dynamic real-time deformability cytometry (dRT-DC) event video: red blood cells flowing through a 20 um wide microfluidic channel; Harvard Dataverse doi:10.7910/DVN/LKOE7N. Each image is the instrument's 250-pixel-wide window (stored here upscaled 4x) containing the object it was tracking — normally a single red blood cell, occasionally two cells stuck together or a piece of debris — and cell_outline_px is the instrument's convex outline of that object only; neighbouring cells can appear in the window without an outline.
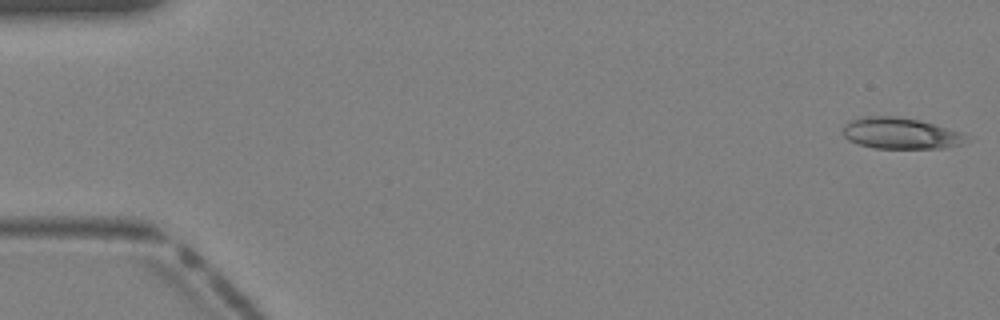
{"species": "Egyptian fruit bat (a non-hibernating species)", "species_latin": "Rousettus aegyptiacus", "temperature_condition": "warm", "stored_images_in_passage": 40, "camera_frame_rate_fps": 3000, "um_per_image_px": 0.085, "animal": {"sex": "female"}, "frame": {"image": 1, "passage_image": 1, "time_ms": 0.0, "image_size_px": [1000, 320], "cell_outline_px": [[972, 140], [964, 144], [944, 148], [872, 148], [848, 140], [840, 132], [844, 124], [848, 120], [864, 116], [896, 116], [920, 120], [960, 132]], "centroid_in_image_um": [76.52, 11.33], "position_along_channel_um": 8.5, "area_um2": 22.77}}
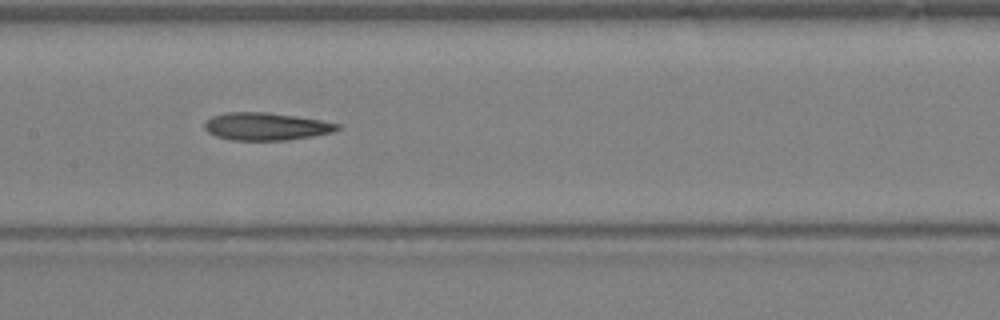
{"frame": {"image": 2, "passage_image": 20, "time_ms": 6.333, "image_size_px": [1000, 320], "cell_outline_px": [[340, 128], [332, 132], [312, 136], [284, 140], [232, 140], [216, 136], [208, 132], [204, 128], [204, 124], [212, 116], [228, 112], [268, 112], [296, 116], [320, 120], [340, 124]], "centroid_in_image_um": [22.6, 10.74], "position_along_channel_um": 184.8, "area_um2": 21.21}}
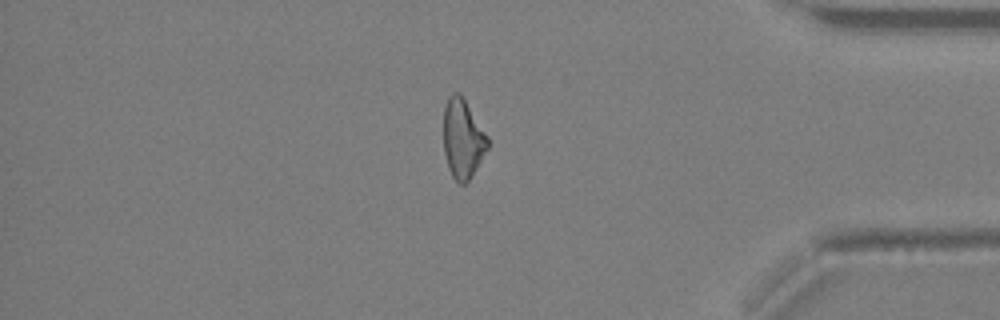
{"frame": {"image": 3, "passage_image": 34, "time_ms": 11.0, "image_size_px": [1000, 320], "cell_outline_px": [[492, 144], [468, 180], [464, 184], [460, 184], [452, 176], [448, 168], [444, 152], [444, 108], [448, 96], [452, 92], [460, 92], [488, 136]], "centroid_in_image_um": [39.35, 11.77], "position_along_channel_um": 395.8, "area_um2": 20.58}}